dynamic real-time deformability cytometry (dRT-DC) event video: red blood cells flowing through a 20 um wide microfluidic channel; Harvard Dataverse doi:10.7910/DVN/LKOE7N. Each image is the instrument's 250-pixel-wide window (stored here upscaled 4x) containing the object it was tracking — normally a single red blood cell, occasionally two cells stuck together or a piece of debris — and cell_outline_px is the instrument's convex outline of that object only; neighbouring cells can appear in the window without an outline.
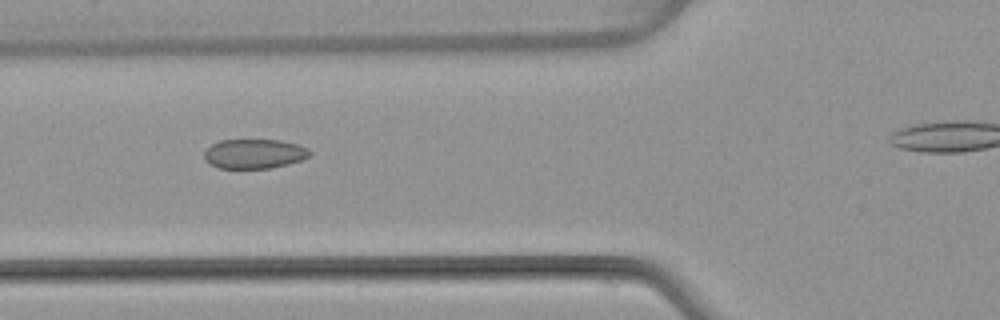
{"species": "common noctule bat (a hibernating species)", "species_latin": "Nyctalus noctula", "temperature_condition": "warm", "stored_images_in_passage": 7, "segment_of_instrument_passage": [1, 2], "camera_frame_rate_fps": 3000, "um_per_image_px": 0.085, "animal": {"sex": "female", "body_mass_g": 22.7, "forearm_length_mm": 54.2}, "frame": {"image": 1, "passage_image": 5, "time_ms": 5.0, "image_size_px": [1000, 320], "cell_outline_px": [[312, 152], [308, 156], [300, 160], [288, 164], [272, 168], [216, 168], [208, 164], [204, 160], [204, 152], [212, 144], [220, 140], [280, 140], [296, 144], [308, 148]], "centroid_in_image_um": [21.58, 13.08], "position_along_channel_um": 104.2, "area_um2": 18.21}}
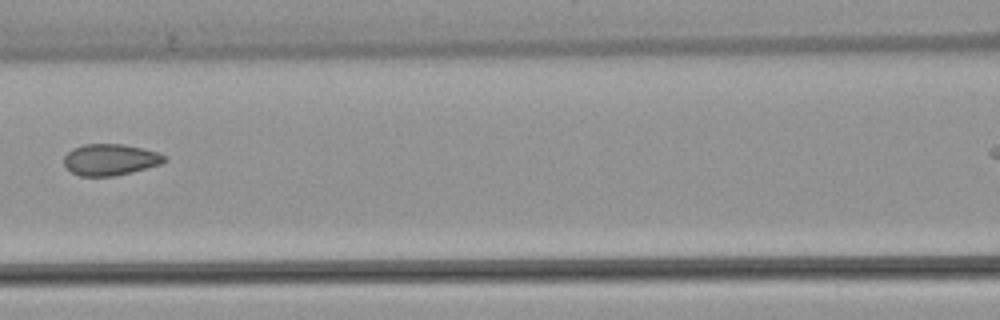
{"frame": {"image": 2, "passage_image": 6, "time_ms": 6.333, "image_size_px": [1000, 320], "cell_outline_px": [[168, 160], [160, 164], [132, 172], [116, 176], [80, 176], [72, 172], [64, 164], [64, 156], [72, 148], [84, 144], [124, 144], [156, 152], [168, 156]], "centroid_in_image_um": [9.38, 13.57], "position_along_channel_um": 157.2, "area_um2": 18.38}}